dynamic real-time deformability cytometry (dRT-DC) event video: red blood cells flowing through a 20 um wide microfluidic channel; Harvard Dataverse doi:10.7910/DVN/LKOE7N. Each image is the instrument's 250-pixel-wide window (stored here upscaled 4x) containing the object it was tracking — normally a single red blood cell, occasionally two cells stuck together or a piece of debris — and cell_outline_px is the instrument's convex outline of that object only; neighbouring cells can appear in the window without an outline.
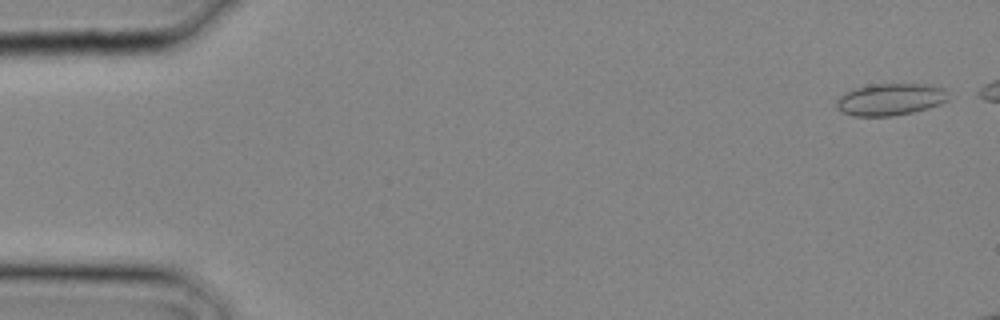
{"species": "common noctule bat (a hibernating species)", "species_latin": "Nyctalus noctula", "temperature_condition": "cold", "stored_images_in_passage": 3, "camera_frame_rate_fps": 3000, "um_per_image_px": 0.085, "animal": {"sex": "male", "body_mass_g": 20.4}, "frame": {"image": 1, "passage_image": 1, "time_ms": 0.0, "image_size_px": [1000, 320], "cell_outline_px": [[948, 100], [940, 104], [928, 108], [912, 112], [892, 116], [852, 116], [840, 112], [836, 108], [836, 100], [844, 92], [868, 84], [924, 84], [944, 88]], "centroid_in_image_um": [75.62, 8.45], "position_along_channel_um": 9.4, "area_um2": 20.92}}